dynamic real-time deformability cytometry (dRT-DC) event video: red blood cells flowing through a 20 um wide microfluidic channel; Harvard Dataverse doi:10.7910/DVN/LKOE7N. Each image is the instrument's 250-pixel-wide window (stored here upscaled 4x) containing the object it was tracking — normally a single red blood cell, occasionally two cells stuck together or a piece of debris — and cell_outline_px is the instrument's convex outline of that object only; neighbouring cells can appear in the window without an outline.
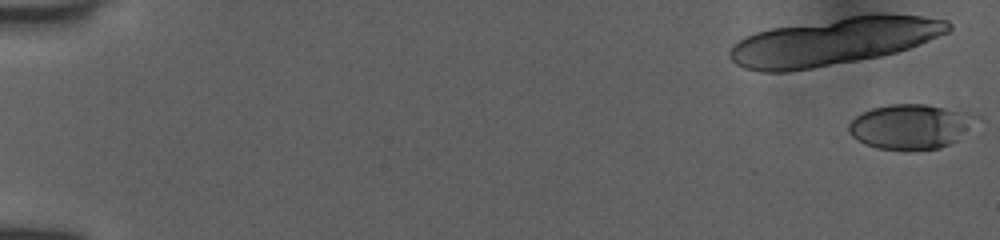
{"species": "human", "species_latin": "Homo sapiens", "temperature_condition": "room temperature", "stored_images_in_passage": 13, "camera_frame_rate_fps": 3000, "um_per_image_px": 0.085, "donor": {"sex": "female"}, "frame": {"image": 1, "passage_image": 1, "time_ms": 0.0, "image_size_px": [1000, 240], "cell_outline_px": [[980, 116], [956, 140], [940, 148], [908, 152], [904, 152], [876, 148], [864, 144], [856, 140], [848, 132], [848, 124], [856, 116], [872, 108], [892, 104], [928, 104], [968, 112]], "centroid_in_image_um": [77.35, 10.78], "position_along_channel_um": 7.6, "area_um2": 33.64}}